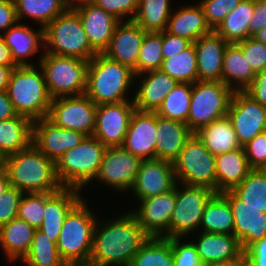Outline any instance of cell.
Returning a JSON list of instances; mask_svg holds the SVG:
<instances>
[{"mask_svg": "<svg viewBox=\"0 0 266 266\" xmlns=\"http://www.w3.org/2000/svg\"><path fill=\"white\" fill-rule=\"evenodd\" d=\"M98 217L93 233L89 264L94 266H130L133 257L149 236L128 210ZM106 218V219H105Z\"/></svg>", "mask_w": 266, "mask_h": 266, "instance_id": "1", "label": "cell"}, {"mask_svg": "<svg viewBox=\"0 0 266 266\" xmlns=\"http://www.w3.org/2000/svg\"><path fill=\"white\" fill-rule=\"evenodd\" d=\"M134 85L135 74L127 65L102 53L89 61L85 94L96 105L133 100Z\"/></svg>", "mask_w": 266, "mask_h": 266, "instance_id": "2", "label": "cell"}, {"mask_svg": "<svg viewBox=\"0 0 266 266\" xmlns=\"http://www.w3.org/2000/svg\"><path fill=\"white\" fill-rule=\"evenodd\" d=\"M5 170L10 186L23 193L56 192L63 187L56 175L55 162L41 153L33 143L7 156Z\"/></svg>", "mask_w": 266, "mask_h": 266, "instance_id": "3", "label": "cell"}, {"mask_svg": "<svg viewBox=\"0 0 266 266\" xmlns=\"http://www.w3.org/2000/svg\"><path fill=\"white\" fill-rule=\"evenodd\" d=\"M89 202L86 196L83 197L67 214L60 230L56 245L66 265L89 264L94 228L99 217V211L97 215L96 208H91Z\"/></svg>", "mask_w": 266, "mask_h": 266, "instance_id": "4", "label": "cell"}, {"mask_svg": "<svg viewBox=\"0 0 266 266\" xmlns=\"http://www.w3.org/2000/svg\"><path fill=\"white\" fill-rule=\"evenodd\" d=\"M6 92L18 115L32 121L48 116L52 98L39 64L16 66Z\"/></svg>", "mask_w": 266, "mask_h": 266, "instance_id": "5", "label": "cell"}, {"mask_svg": "<svg viewBox=\"0 0 266 266\" xmlns=\"http://www.w3.org/2000/svg\"><path fill=\"white\" fill-rule=\"evenodd\" d=\"M105 149L97 138L86 136L79 145L66 151L55 163L60 184L88 190L99 173Z\"/></svg>", "mask_w": 266, "mask_h": 266, "instance_id": "6", "label": "cell"}, {"mask_svg": "<svg viewBox=\"0 0 266 266\" xmlns=\"http://www.w3.org/2000/svg\"><path fill=\"white\" fill-rule=\"evenodd\" d=\"M44 52L87 61L97 54L88 42L78 13L69 10L44 28Z\"/></svg>", "mask_w": 266, "mask_h": 266, "instance_id": "7", "label": "cell"}, {"mask_svg": "<svg viewBox=\"0 0 266 266\" xmlns=\"http://www.w3.org/2000/svg\"><path fill=\"white\" fill-rule=\"evenodd\" d=\"M39 65L52 99L85 94L89 61L44 52Z\"/></svg>", "mask_w": 266, "mask_h": 266, "instance_id": "8", "label": "cell"}, {"mask_svg": "<svg viewBox=\"0 0 266 266\" xmlns=\"http://www.w3.org/2000/svg\"><path fill=\"white\" fill-rule=\"evenodd\" d=\"M234 91L222 81H196L192 84L186 124L195 134L201 128L227 116Z\"/></svg>", "mask_w": 266, "mask_h": 266, "instance_id": "9", "label": "cell"}, {"mask_svg": "<svg viewBox=\"0 0 266 266\" xmlns=\"http://www.w3.org/2000/svg\"><path fill=\"white\" fill-rule=\"evenodd\" d=\"M173 169L178 183L208 187L216 193L215 156L196 134L186 141L173 161Z\"/></svg>", "mask_w": 266, "mask_h": 266, "instance_id": "10", "label": "cell"}, {"mask_svg": "<svg viewBox=\"0 0 266 266\" xmlns=\"http://www.w3.org/2000/svg\"><path fill=\"white\" fill-rule=\"evenodd\" d=\"M215 194L204 186L176 184V205L170 219V238L197 233L207 201Z\"/></svg>", "mask_w": 266, "mask_h": 266, "instance_id": "11", "label": "cell"}, {"mask_svg": "<svg viewBox=\"0 0 266 266\" xmlns=\"http://www.w3.org/2000/svg\"><path fill=\"white\" fill-rule=\"evenodd\" d=\"M142 159L133 155L123 146L107 147L104 151L101 167L93 187L99 184L105 189L125 195L131 190L139 172ZM97 182V183H96ZM96 184V185H95Z\"/></svg>", "mask_w": 266, "mask_h": 266, "instance_id": "12", "label": "cell"}, {"mask_svg": "<svg viewBox=\"0 0 266 266\" xmlns=\"http://www.w3.org/2000/svg\"><path fill=\"white\" fill-rule=\"evenodd\" d=\"M97 105L86 95L52 99L47 118L56 126L93 136Z\"/></svg>", "mask_w": 266, "mask_h": 266, "instance_id": "13", "label": "cell"}, {"mask_svg": "<svg viewBox=\"0 0 266 266\" xmlns=\"http://www.w3.org/2000/svg\"><path fill=\"white\" fill-rule=\"evenodd\" d=\"M128 207L149 237L170 238V219L176 205V185L171 191L148 197ZM135 206V207H134Z\"/></svg>", "mask_w": 266, "mask_h": 266, "instance_id": "14", "label": "cell"}, {"mask_svg": "<svg viewBox=\"0 0 266 266\" xmlns=\"http://www.w3.org/2000/svg\"><path fill=\"white\" fill-rule=\"evenodd\" d=\"M227 117L241 147L266 131V108L245 91H234Z\"/></svg>", "mask_w": 266, "mask_h": 266, "instance_id": "15", "label": "cell"}, {"mask_svg": "<svg viewBox=\"0 0 266 266\" xmlns=\"http://www.w3.org/2000/svg\"><path fill=\"white\" fill-rule=\"evenodd\" d=\"M135 109L133 100L97 105L93 136L106 148L122 146Z\"/></svg>", "mask_w": 266, "mask_h": 266, "instance_id": "16", "label": "cell"}, {"mask_svg": "<svg viewBox=\"0 0 266 266\" xmlns=\"http://www.w3.org/2000/svg\"><path fill=\"white\" fill-rule=\"evenodd\" d=\"M177 184L173 163L162 159L142 160L135 182L129 191L133 204L151 196L165 194ZM136 200V202H135Z\"/></svg>", "mask_w": 266, "mask_h": 266, "instance_id": "17", "label": "cell"}, {"mask_svg": "<svg viewBox=\"0 0 266 266\" xmlns=\"http://www.w3.org/2000/svg\"><path fill=\"white\" fill-rule=\"evenodd\" d=\"M188 238L195 245L203 265L236 266L244 255L240 241L232 234L198 231Z\"/></svg>", "mask_w": 266, "mask_h": 266, "instance_id": "18", "label": "cell"}, {"mask_svg": "<svg viewBox=\"0 0 266 266\" xmlns=\"http://www.w3.org/2000/svg\"><path fill=\"white\" fill-rule=\"evenodd\" d=\"M30 25L17 22L1 35L10 48L11 57L17 66L38 65L44 53V28ZM33 58L38 61H34Z\"/></svg>", "mask_w": 266, "mask_h": 266, "instance_id": "19", "label": "cell"}, {"mask_svg": "<svg viewBox=\"0 0 266 266\" xmlns=\"http://www.w3.org/2000/svg\"><path fill=\"white\" fill-rule=\"evenodd\" d=\"M85 137L81 132L56 126L47 117L33 121L32 143L55 163L66 151L79 145Z\"/></svg>", "mask_w": 266, "mask_h": 266, "instance_id": "20", "label": "cell"}, {"mask_svg": "<svg viewBox=\"0 0 266 266\" xmlns=\"http://www.w3.org/2000/svg\"><path fill=\"white\" fill-rule=\"evenodd\" d=\"M229 202L234 218V236L243 250L266 237V213L245 205L231 190L221 193Z\"/></svg>", "mask_w": 266, "mask_h": 266, "instance_id": "21", "label": "cell"}, {"mask_svg": "<svg viewBox=\"0 0 266 266\" xmlns=\"http://www.w3.org/2000/svg\"><path fill=\"white\" fill-rule=\"evenodd\" d=\"M83 193L73 187H62L59 191L45 193L43 222L39 230L54 243L58 241L67 214L85 196Z\"/></svg>", "mask_w": 266, "mask_h": 266, "instance_id": "22", "label": "cell"}, {"mask_svg": "<svg viewBox=\"0 0 266 266\" xmlns=\"http://www.w3.org/2000/svg\"><path fill=\"white\" fill-rule=\"evenodd\" d=\"M156 111L135 109L123 147L142 160L155 159Z\"/></svg>", "mask_w": 266, "mask_h": 266, "instance_id": "23", "label": "cell"}, {"mask_svg": "<svg viewBox=\"0 0 266 266\" xmlns=\"http://www.w3.org/2000/svg\"><path fill=\"white\" fill-rule=\"evenodd\" d=\"M178 82L161 70L135 75L134 105L137 110L157 111Z\"/></svg>", "mask_w": 266, "mask_h": 266, "instance_id": "24", "label": "cell"}, {"mask_svg": "<svg viewBox=\"0 0 266 266\" xmlns=\"http://www.w3.org/2000/svg\"><path fill=\"white\" fill-rule=\"evenodd\" d=\"M145 32L133 20L121 21L116 26L110 43L102 54L133 70L137 65Z\"/></svg>", "mask_w": 266, "mask_h": 266, "instance_id": "25", "label": "cell"}, {"mask_svg": "<svg viewBox=\"0 0 266 266\" xmlns=\"http://www.w3.org/2000/svg\"><path fill=\"white\" fill-rule=\"evenodd\" d=\"M228 44L214 30L194 42L199 81H222L223 56Z\"/></svg>", "mask_w": 266, "mask_h": 266, "instance_id": "26", "label": "cell"}, {"mask_svg": "<svg viewBox=\"0 0 266 266\" xmlns=\"http://www.w3.org/2000/svg\"><path fill=\"white\" fill-rule=\"evenodd\" d=\"M179 5V7H178ZM165 31L171 35L186 38L194 43L201 36L213 30L208 25L202 7L197 0L188 4H175Z\"/></svg>", "mask_w": 266, "mask_h": 266, "instance_id": "27", "label": "cell"}, {"mask_svg": "<svg viewBox=\"0 0 266 266\" xmlns=\"http://www.w3.org/2000/svg\"><path fill=\"white\" fill-rule=\"evenodd\" d=\"M76 12L82 21L89 44L97 53H103L121 21L94 3Z\"/></svg>", "mask_w": 266, "mask_h": 266, "instance_id": "28", "label": "cell"}, {"mask_svg": "<svg viewBox=\"0 0 266 266\" xmlns=\"http://www.w3.org/2000/svg\"><path fill=\"white\" fill-rule=\"evenodd\" d=\"M156 129L155 158L173 163L193 133L186 123L160 117L157 113Z\"/></svg>", "mask_w": 266, "mask_h": 266, "instance_id": "29", "label": "cell"}, {"mask_svg": "<svg viewBox=\"0 0 266 266\" xmlns=\"http://www.w3.org/2000/svg\"><path fill=\"white\" fill-rule=\"evenodd\" d=\"M36 229L18 217L0 228V251L8 262L17 264L29 252ZM15 263V264H14Z\"/></svg>", "mask_w": 266, "mask_h": 266, "instance_id": "30", "label": "cell"}, {"mask_svg": "<svg viewBox=\"0 0 266 266\" xmlns=\"http://www.w3.org/2000/svg\"><path fill=\"white\" fill-rule=\"evenodd\" d=\"M216 193L232 190L252 170L243 147L215 156Z\"/></svg>", "mask_w": 266, "mask_h": 266, "instance_id": "31", "label": "cell"}, {"mask_svg": "<svg viewBox=\"0 0 266 266\" xmlns=\"http://www.w3.org/2000/svg\"><path fill=\"white\" fill-rule=\"evenodd\" d=\"M256 74L236 43H229L223 56L222 82L233 91H245Z\"/></svg>", "mask_w": 266, "mask_h": 266, "instance_id": "32", "label": "cell"}, {"mask_svg": "<svg viewBox=\"0 0 266 266\" xmlns=\"http://www.w3.org/2000/svg\"><path fill=\"white\" fill-rule=\"evenodd\" d=\"M33 121L23 115L0 121V151L6 156L27 148L32 143Z\"/></svg>", "mask_w": 266, "mask_h": 266, "instance_id": "33", "label": "cell"}, {"mask_svg": "<svg viewBox=\"0 0 266 266\" xmlns=\"http://www.w3.org/2000/svg\"><path fill=\"white\" fill-rule=\"evenodd\" d=\"M195 134L214 156L241 147L233 125L227 116L213 121Z\"/></svg>", "mask_w": 266, "mask_h": 266, "instance_id": "34", "label": "cell"}, {"mask_svg": "<svg viewBox=\"0 0 266 266\" xmlns=\"http://www.w3.org/2000/svg\"><path fill=\"white\" fill-rule=\"evenodd\" d=\"M14 3L18 22L43 28L66 11L63 0H14Z\"/></svg>", "mask_w": 266, "mask_h": 266, "instance_id": "35", "label": "cell"}, {"mask_svg": "<svg viewBox=\"0 0 266 266\" xmlns=\"http://www.w3.org/2000/svg\"><path fill=\"white\" fill-rule=\"evenodd\" d=\"M199 231L234 234V218L229 202L221 193H215L205 206Z\"/></svg>", "mask_w": 266, "mask_h": 266, "instance_id": "36", "label": "cell"}, {"mask_svg": "<svg viewBox=\"0 0 266 266\" xmlns=\"http://www.w3.org/2000/svg\"><path fill=\"white\" fill-rule=\"evenodd\" d=\"M253 11L254 0H242L214 31L228 43H237L247 39Z\"/></svg>", "mask_w": 266, "mask_h": 266, "instance_id": "37", "label": "cell"}, {"mask_svg": "<svg viewBox=\"0 0 266 266\" xmlns=\"http://www.w3.org/2000/svg\"><path fill=\"white\" fill-rule=\"evenodd\" d=\"M177 0H139L133 21L146 32H161L166 29L168 19Z\"/></svg>", "mask_w": 266, "mask_h": 266, "instance_id": "38", "label": "cell"}, {"mask_svg": "<svg viewBox=\"0 0 266 266\" xmlns=\"http://www.w3.org/2000/svg\"><path fill=\"white\" fill-rule=\"evenodd\" d=\"M178 83L194 84L198 81L197 54L192 43L188 48L163 60L161 69Z\"/></svg>", "mask_w": 266, "mask_h": 266, "instance_id": "39", "label": "cell"}, {"mask_svg": "<svg viewBox=\"0 0 266 266\" xmlns=\"http://www.w3.org/2000/svg\"><path fill=\"white\" fill-rule=\"evenodd\" d=\"M247 206L266 213V171L252 169L246 178L231 190Z\"/></svg>", "mask_w": 266, "mask_h": 266, "instance_id": "40", "label": "cell"}, {"mask_svg": "<svg viewBox=\"0 0 266 266\" xmlns=\"http://www.w3.org/2000/svg\"><path fill=\"white\" fill-rule=\"evenodd\" d=\"M130 266H173L170 238L149 237L133 257Z\"/></svg>", "mask_w": 266, "mask_h": 266, "instance_id": "41", "label": "cell"}, {"mask_svg": "<svg viewBox=\"0 0 266 266\" xmlns=\"http://www.w3.org/2000/svg\"><path fill=\"white\" fill-rule=\"evenodd\" d=\"M23 266H67L61 259L57 245L36 229L29 252L21 261Z\"/></svg>", "mask_w": 266, "mask_h": 266, "instance_id": "42", "label": "cell"}, {"mask_svg": "<svg viewBox=\"0 0 266 266\" xmlns=\"http://www.w3.org/2000/svg\"><path fill=\"white\" fill-rule=\"evenodd\" d=\"M192 84L177 83L167 94L156 113L163 118L186 123L191 102Z\"/></svg>", "mask_w": 266, "mask_h": 266, "instance_id": "43", "label": "cell"}, {"mask_svg": "<svg viewBox=\"0 0 266 266\" xmlns=\"http://www.w3.org/2000/svg\"><path fill=\"white\" fill-rule=\"evenodd\" d=\"M163 60L162 31L145 32L137 65L133 69L134 74L138 75L147 71L160 70Z\"/></svg>", "mask_w": 266, "mask_h": 266, "instance_id": "44", "label": "cell"}, {"mask_svg": "<svg viewBox=\"0 0 266 266\" xmlns=\"http://www.w3.org/2000/svg\"><path fill=\"white\" fill-rule=\"evenodd\" d=\"M45 193H24L19 202L18 218L39 229L43 222Z\"/></svg>", "mask_w": 266, "mask_h": 266, "instance_id": "45", "label": "cell"}, {"mask_svg": "<svg viewBox=\"0 0 266 266\" xmlns=\"http://www.w3.org/2000/svg\"><path fill=\"white\" fill-rule=\"evenodd\" d=\"M242 0H198L202 7L206 21L212 30L224 20L227 14L233 10Z\"/></svg>", "mask_w": 266, "mask_h": 266, "instance_id": "46", "label": "cell"}, {"mask_svg": "<svg viewBox=\"0 0 266 266\" xmlns=\"http://www.w3.org/2000/svg\"><path fill=\"white\" fill-rule=\"evenodd\" d=\"M173 250V266H203L197 249L188 238H170Z\"/></svg>", "mask_w": 266, "mask_h": 266, "instance_id": "47", "label": "cell"}, {"mask_svg": "<svg viewBox=\"0 0 266 266\" xmlns=\"http://www.w3.org/2000/svg\"><path fill=\"white\" fill-rule=\"evenodd\" d=\"M246 57L248 64L255 74L263 72L266 69V45L257 41L253 37L236 43Z\"/></svg>", "mask_w": 266, "mask_h": 266, "instance_id": "48", "label": "cell"}, {"mask_svg": "<svg viewBox=\"0 0 266 266\" xmlns=\"http://www.w3.org/2000/svg\"><path fill=\"white\" fill-rule=\"evenodd\" d=\"M94 4L120 21H132L137 13L139 0H94Z\"/></svg>", "mask_w": 266, "mask_h": 266, "instance_id": "49", "label": "cell"}, {"mask_svg": "<svg viewBox=\"0 0 266 266\" xmlns=\"http://www.w3.org/2000/svg\"><path fill=\"white\" fill-rule=\"evenodd\" d=\"M23 194L19 189L9 186L0 196V228L17 218L19 202Z\"/></svg>", "mask_w": 266, "mask_h": 266, "instance_id": "50", "label": "cell"}, {"mask_svg": "<svg viewBox=\"0 0 266 266\" xmlns=\"http://www.w3.org/2000/svg\"><path fill=\"white\" fill-rule=\"evenodd\" d=\"M243 148L251 169L266 168V131L256 135Z\"/></svg>", "mask_w": 266, "mask_h": 266, "instance_id": "51", "label": "cell"}, {"mask_svg": "<svg viewBox=\"0 0 266 266\" xmlns=\"http://www.w3.org/2000/svg\"><path fill=\"white\" fill-rule=\"evenodd\" d=\"M192 44L186 38L174 36L167 33L165 30L162 31V55L163 59L168 58V55L179 54Z\"/></svg>", "mask_w": 266, "mask_h": 266, "instance_id": "52", "label": "cell"}, {"mask_svg": "<svg viewBox=\"0 0 266 266\" xmlns=\"http://www.w3.org/2000/svg\"><path fill=\"white\" fill-rule=\"evenodd\" d=\"M17 22L14 0H0V35Z\"/></svg>", "mask_w": 266, "mask_h": 266, "instance_id": "53", "label": "cell"}, {"mask_svg": "<svg viewBox=\"0 0 266 266\" xmlns=\"http://www.w3.org/2000/svg\"><path fill=\"white\" fill-rule=\"evenodd\" d=\"M266 28V0H254V11L249 24V37Z\"/></svg>", "mask_w": 266, "mask_h": 266, "instance_id": "54", "label": "cell"}, {"mask_svg": "<svg viewBox=\"0 0 266 266\" xmlns=\"http://www.w3.org/2000/svg\"><path fill=\"white\" fill-rule=\"evenodd\" d=\"M245 92L266 108V69L256 74L255 80Z\"/></svg>", "mask_w": 266, "mask_h": 266, "instance_id": "55", "label": "cell"}, {"mask_svg": "<svg viewBox=\"0 0 266 266\" xmlns=\"http://www.w3.org/2000/svg\"><path fill=\"white\" fill-rule=\"evenodd\" d=\"M244 255L257 266H266V237L251 243L244 250Z\"/></svg>", "mask_w": 266, "mask_h": 266, "instance_id": "56", "label": "cell"}, {"mask_svg": "<svg viewBox=\"0 0 266 266\" xmlns=\"http://www.w3.org/2000/svg\"><path fill=\"white\" fill-rule=\"evenodd\" d=\"M13 104L8 98L6 91L0 92V121L7 120L17 116Z\"/></svg>", "mask_w": 266, "mask_h": 266, "instance_id": "57", "label": "cell"}, {"mask_svg": "<svg viewBox=\"0 0 266 266\" xmlns=\"http://www.w3.org/2000/svg\"><path fill=\"white\" fill-rule=\"evenodd\" d=\"M0 66H17L11 57L10 48L5 44V41L1 35H0Z\"/></svg>", "mask_w": 266, "mask_h": 266, "instance_id": "58", "label": "cell"}, {"mask_svg": "<svg viewBox=\"0 0 266 266\" xmlns=\"http://www.w3.org/2000/svg\"><path fill=\"white\" fill-rule=\"evenodd\" d=\"M16 66H0V92L6 91L10 76Z\"/></svg>", "mask_w": 266, "mask_h": 266, "instance_id": "59", "label": "cell"}, {"mask_svg": "<svg viewBox=\"0 0 266 266\" xmlns=\"http://www.w3.org/2000/svg\"><path fill=\"white\" fill-rule=\"evenodd\" d=\"M66 10L76 11L94 3V0H63Z\"/></svg>", "mask_w": 266, "mask_h": 266, "instance_id": "60", "label": "cell"}, {"mask_svg": "<svg viewBox=\"0 0 266 266\" xmlns=\"http://www.w3.org/2000/svg\"><path fill=\"white\" fill-rule=\"evenodd\" d=\"M10 183L6 170L0 171V196L9 188Z\"/></svg>", "mask_w": 266, "mask_h": 266, "instance_id": "61", "label": "cell"}, {"mask_svg": "<svg viewBox=\"0 0 266 266\" xmlns=\"http://www.w3.org/2000/svg\"><path fill=\"white\" fill-rule=\"evenodd\" d=\"M253 38H255L257 41L262 42L266 45V28H263L259 32H257Z\"/></svg>", "mask_w": 266, "mask_h": 266, "instance_id": "62", "label": "cell"}, {"mask_svg": "<svg viewBox=\"0 0 266 266\" xmlns=\"http://www.w3.org/2000/svg\"><path fill=\"white\" fill-rule=\"evenodd\" d=\"M236 266H257L254 262H252L248 257L243 255Z\"/></svg>", "mask_w": 266, "mask_h": 266, "instance_id": "63", "label": "cell"}, {"mask_svg": "<svg viewBox=\"0 0 266 266\" xmlns=\"http://www.w3.org/2000/svg\"><path fill=\"white\" fill-rule=\"evenodd\" d=\"M6 161H7V156L0 151V171H5Z\"/></svg>", "mask_w": 266, "mask_h": 266, "instance_id": "64", "label": "cell"}, {"mask_svg": "<svg viewBox=\"0 0 266 266\" xmlns=\"http://www.w3.org/2000/svg\"><path fill=\"white\" fill-rule=\"evenodd\" d=\"M67 266H94V265H91V264H70Z\"/></svg>", "mask_w": 266, "mask_h": 266, "instance_id": "65", "label": "cell"}, {"mask_svg": "<svg viewBox=\"0 0 266 266\" xmlns=\"http://www.w3.org/2000/svg\"><path fill=\"white\" fill-rule=\"evenodd\" d=\"M203 266H228V265H216V264H212V265H203Z\"/></svg>", "mask_w": 266, "mask_h": 266, "instance_id": "66", "label": "cell"}]
</instances>
